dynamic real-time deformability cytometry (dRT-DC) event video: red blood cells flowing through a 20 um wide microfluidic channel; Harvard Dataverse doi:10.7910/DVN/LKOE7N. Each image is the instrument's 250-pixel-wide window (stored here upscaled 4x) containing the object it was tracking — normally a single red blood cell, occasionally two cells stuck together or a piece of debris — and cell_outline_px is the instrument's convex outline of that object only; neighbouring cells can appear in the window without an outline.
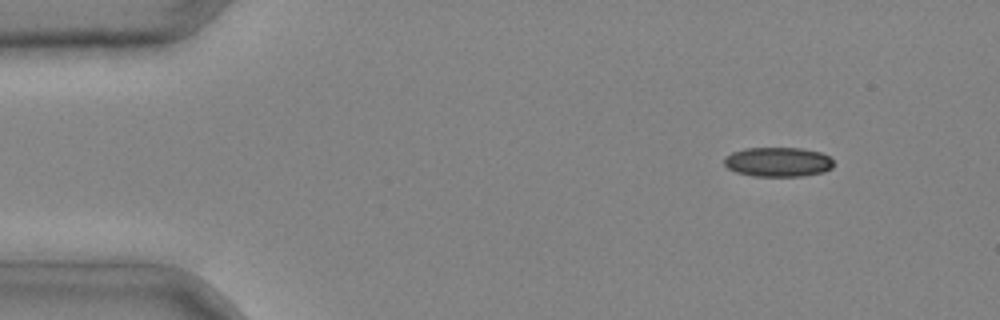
{"species": "common noctule bat (a hibernating species)", "species_latin": "Nyctalus noctula", "temperature_condition": "cold", "stored_images_in_passage": 4, "camera_frame_rate_fps": 3000, "um_per_image_px": 0.085, "animal": {"sex": "male", "body_mass_g": 20.4}, "frame": {"image": 1, "passage_image": 2, "time_ms": 0.333, "image_size_px": [1000, 320], "cell_outline_px": [[832, 168], [824, 172], [804, 176], [752, 176], [736, 172], [728, 168], [724, 164], [724, 156], [732, 152], [744, 148], [800, 148], [820, 152], [828, 156], [832, 160]], "centroid_in_image_um": [66.1, 13.77], "position_along_channel_um": 18.9, "area_um2": 18.9}}
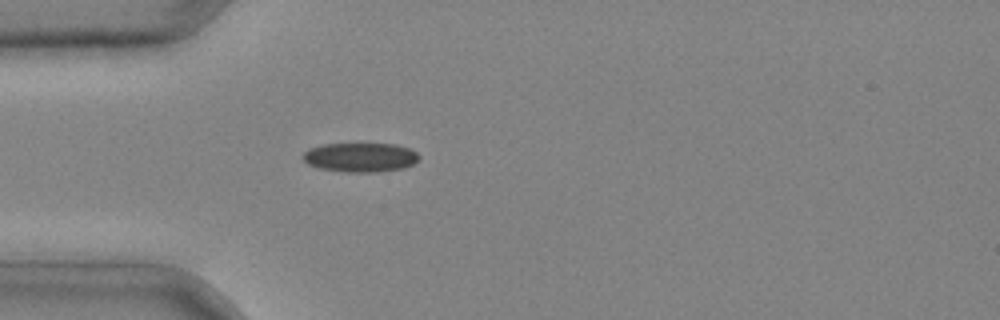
{"frame": {"image": 2, "passage_image": 4, "time_ms": 1.0, "image_size_px": [1000, 320], "cell_outline_px": [[420, 156], [412, 164], [404, 168], [376, 172], [344, 172], [320, 168], [308, 164], [300, 156], [308, 148], [320, 144], [396, 144], [408, 148], [416, 152]], "centroid_in_image_um": [30.58, 13.37], "position_along_channel_um": 54.4, "area_um2": 19.83}}